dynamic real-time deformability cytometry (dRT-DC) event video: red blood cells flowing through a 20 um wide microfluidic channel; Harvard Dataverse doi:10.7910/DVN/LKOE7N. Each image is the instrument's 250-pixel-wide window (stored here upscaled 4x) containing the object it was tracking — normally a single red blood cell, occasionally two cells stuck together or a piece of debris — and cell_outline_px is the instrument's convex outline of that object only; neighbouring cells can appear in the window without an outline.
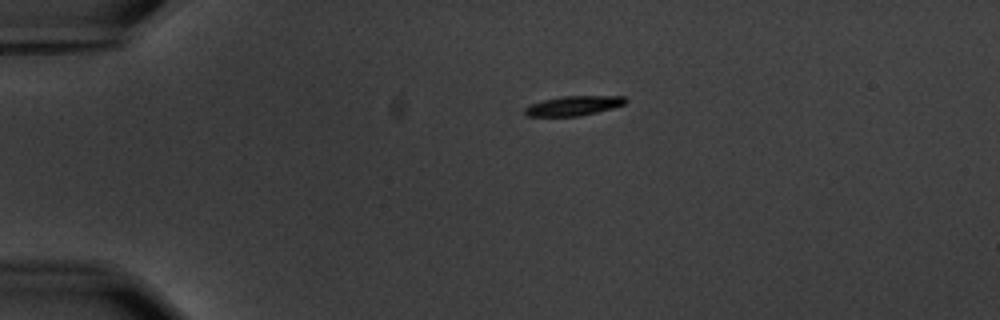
{"species": "common noctule bat (a hibernating species)", "species_latin": "Nyctalus noctula", "temperature_condition": "warm", "stored_images_in_passage": 5, "camera_frame_rate_fps": 3000, "um_per_image_px": 0.085, "animal": {"sex": "male", "body_mass_g": 20.1, "forearm_length_mm": 53.5}, "frame": {"image": 1, "passage_image": 5, "time_ms": 5.667, "image_size_px": [1000, 320], "cell_outline_px": [[628, 100], [624, 104], [612, 108], [580, 116], [524, 116], [524, 108], [532, 104], [544, 100], [560, 96], [624, 96]], "centroid_in_image_um": [48.74, 8.99], "position_along_channel_um": 36.3, "area_um2": 11.44}}